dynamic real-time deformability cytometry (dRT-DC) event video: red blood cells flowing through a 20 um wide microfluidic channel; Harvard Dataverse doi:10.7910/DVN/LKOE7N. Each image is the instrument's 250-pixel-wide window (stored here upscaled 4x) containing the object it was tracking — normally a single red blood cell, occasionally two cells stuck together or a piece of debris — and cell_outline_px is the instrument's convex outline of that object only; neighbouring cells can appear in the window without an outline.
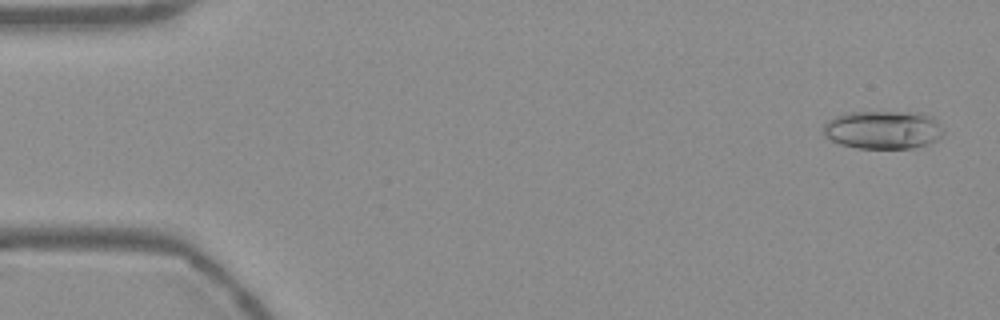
{"species": "Egyptian fruit bat (a non-hibernating species)", "species_latin": "Rousettus aegyptiacus", "temperature_condition": "warm", "stored_images_in_passage": 53, "camera_frame_rate_fps": 3000, "um_per_image_px": 0.085, "frame": {"image": 1, "passage_image": 2, "time_ms": 0.333, "image_size_px": [1000, 320], "cell_outline_px": [[944, 132], [936, 140], [912, 148], [856, 148], [840, 144], [824, 136], [824, 124], [828, 120], [844, 112], [920, 112], [932, 116], [936, 120]], "centroid_in_image_um": [75.03, 11.02], "position_along_channel_um": 10.0, "area_um2": 26.76}}
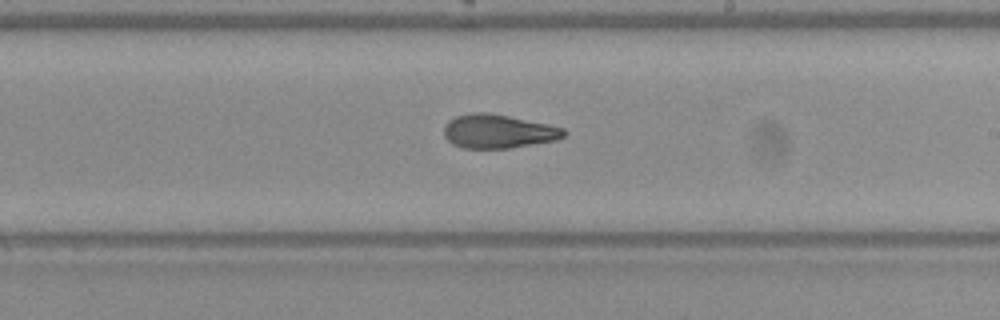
{"frame": {"image": 2, "passage_image": 31, "time_ms": 10.0, "image_size_px": [1000, 320], "cell_outline_px": [[568, 132], [564, 136], [556, 140], [508, 148], [464, 148], [452, 144], [444, 136], [444, 124], [448, 120], [456, 116], [472, 112], [488, 112], [548, 124], [564, 128]], "centroid_in_image_um": [42.33, 11.15], "position_along_channel_um": 246.7, "area_um2": 23.64}}
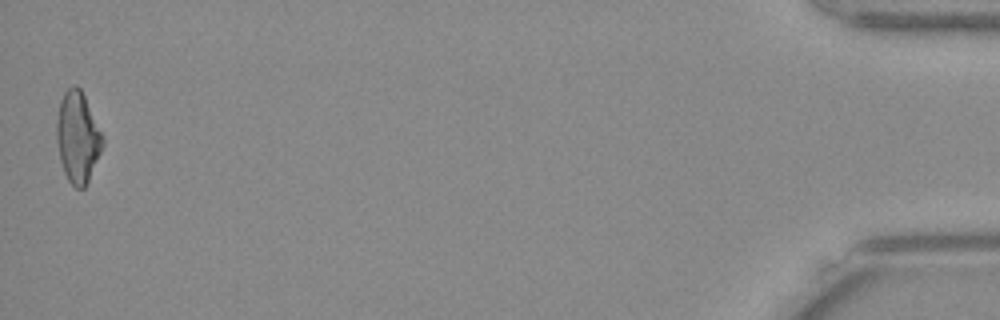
{"frame": {"image": 3, "passage_image": 53, "time_ms": 17.333, "image_size_px": [1000, 320], "cell_outline_px": [[104, 144], [88, 180], [84, 188], [76, 188], [68, 180], [64, 172], [60, 160], [56, 140], [56, 120], [60, 100], [64, 92], [72, 84], [76, 84], [80, 88], [104, 136]], "centroid_in_image_um": [6.59, 11.63], "position_along_channel_um": 428.6, "area_um2": 24.39}, "authors_computed_cell_mechanics": {"area_um2": 24.1604, "velocity_mm_per_s": 3.7874, "shape_relaxation_time_tau1_ms": null, "shape_relaxation_time_tau2_ms": 2.9252, "deformation_change_tau1": null, "deformation_change_tau2": 0.109}}